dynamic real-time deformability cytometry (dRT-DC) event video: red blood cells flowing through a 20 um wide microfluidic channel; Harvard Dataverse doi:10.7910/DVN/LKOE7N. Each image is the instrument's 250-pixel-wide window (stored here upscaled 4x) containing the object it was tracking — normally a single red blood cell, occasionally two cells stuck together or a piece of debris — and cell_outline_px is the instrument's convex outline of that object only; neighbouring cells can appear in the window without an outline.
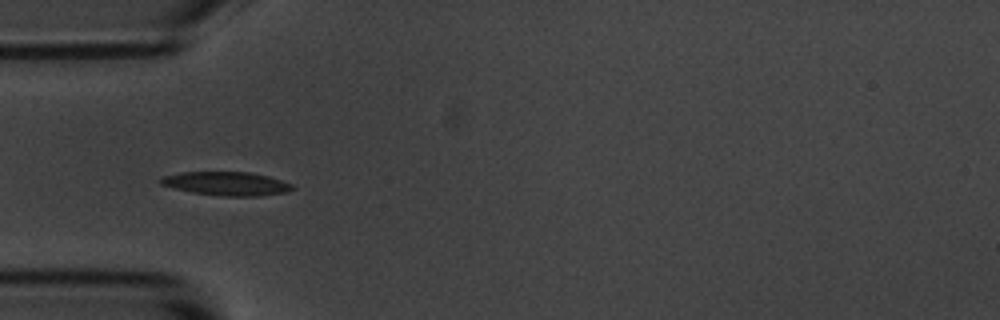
{"species": "common noctule bat (a hibernating species)", "species_latin": "Nyctalus noctula", "temperature_condition": "room temperature", "stored_images_in_passage": 39, "camera_frame_rate_fps": 3000, "um_per_image_px": 0.085, "animal": {"sex": "male", "body_mass_g": 20.1, "forearm_length_mm": 53.5}, "frame": {"image": 1, "passage_image": 1, "time_ms": 0.0, "image_size_px": [1000, 320], "cell_outline_px": [[296, 188], [288, 192], [260, 196], [220, 196], [192, 192], [172, 188], [160, 184], [156, 180], [160, 176], [180, 172], [248, 172], [268, 176], [292, 184]], "centroid_in_image_um": [19.2, 15.61], "position_along_channel_um": 65.8, "area_um2": 18.44}}
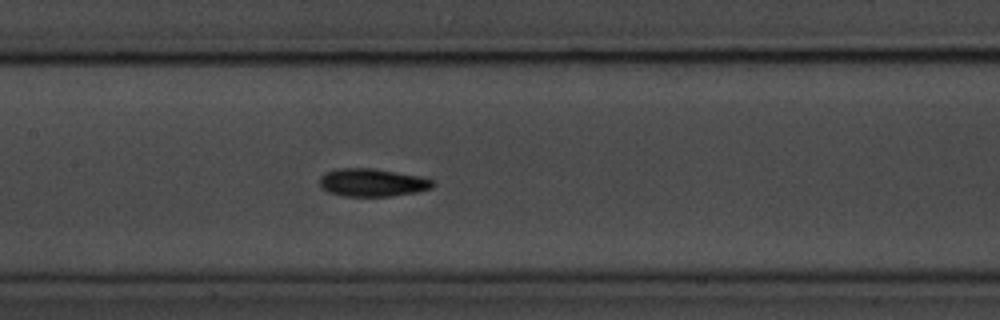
{"frame": {"image": 2, "passage_image": 10, "time_ms": 3.0, "image_size_px": [1000, 320], "cell_outline_px": [[436, 184], [432, 188], [416, 192], [392, 196], [344, 196], [328, 192], [320, 188], [320, 176], [324, 172], [336, 168], [372, 168], [420, 176], [432, 180]], "centroid_in_image_um": [31.62, 15.51], "position_along_channel_um": 175.8, "area_um2": 18.55}}
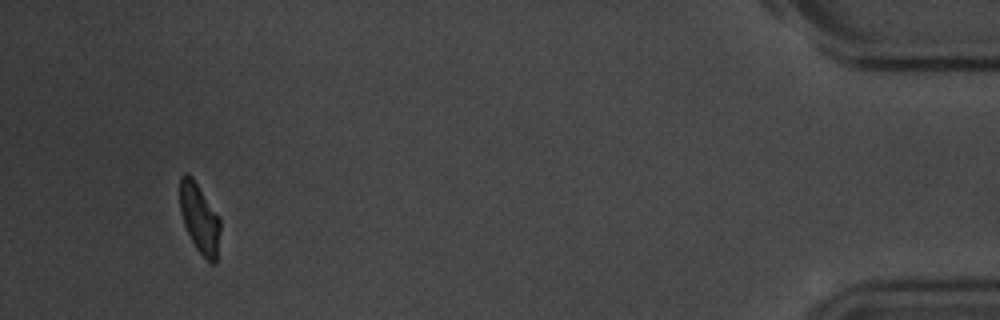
{"frame": {"image": 3, "passage_image": 36, "time_ms": 11.667, "image_size_px": [1000, 320], "cell_outline_px": [[220, 228], [216, 264], [212, 264], [196, 248], [184, 224], [180, 212], [180, 176], [184, 172], [188, 172], [192, 176], [220, 216]], "centroid_in_image_um": [16.96, 18.51], "position_along_channel_um": 418.2, "area_um2": 16.42}, "authors_computed_cell_mechanics": {"area_um2": 17.7446, "velocity_mm_per_s": 3.6524, "shape_relaxation_time_tau1_ms": 2.4333, "shape_relaxation_time_tau2_ms": 3.1064, "deformation_change_tau1": 0.1051, "deformation_change_tau2": 0.0891}}